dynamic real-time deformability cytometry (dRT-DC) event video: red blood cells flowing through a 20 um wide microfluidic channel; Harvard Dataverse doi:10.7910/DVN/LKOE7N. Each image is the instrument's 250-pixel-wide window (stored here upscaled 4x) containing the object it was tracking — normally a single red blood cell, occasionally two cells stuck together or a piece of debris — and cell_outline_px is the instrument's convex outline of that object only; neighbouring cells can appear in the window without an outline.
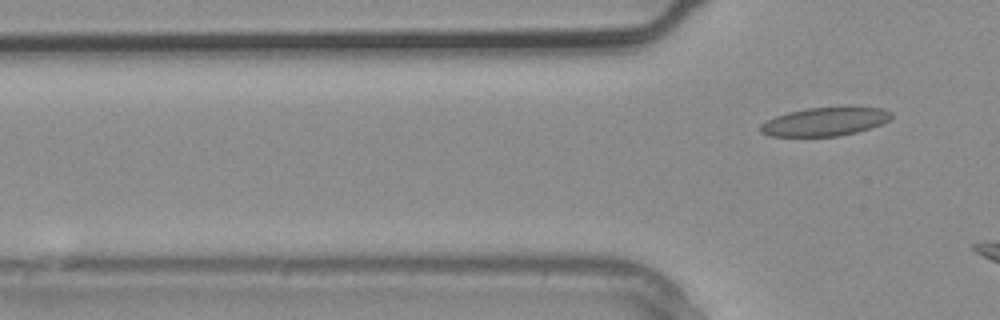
{"species": "common noctule bat (a hibernating species)", "species_latin": "Nyctalus noctula", "temperature_condition": "warm", "stored_images_in_passage": 2, "camera_frame_rate_fps": 3000, "um_per_image_px": 0.085, "animal": {"sex": "male", "body_mass_g": 20.4}, "frame": {"image": 1, "passage_image": 2, "time_ms": 0.333, "image_size_px": [1000, 320], "cell_outline_px": [[892, 116], [888, 120], [872, 128], [840, 136], [768, 136], [760, 132], [760, 124], [764, 120], [788, 112], [808, 108], [884, 108], [892, 112]], "centroid_in_image_um": [70.07, 10.35], "position_along_channel_um": 55.7, "area_um2": 21.56}}